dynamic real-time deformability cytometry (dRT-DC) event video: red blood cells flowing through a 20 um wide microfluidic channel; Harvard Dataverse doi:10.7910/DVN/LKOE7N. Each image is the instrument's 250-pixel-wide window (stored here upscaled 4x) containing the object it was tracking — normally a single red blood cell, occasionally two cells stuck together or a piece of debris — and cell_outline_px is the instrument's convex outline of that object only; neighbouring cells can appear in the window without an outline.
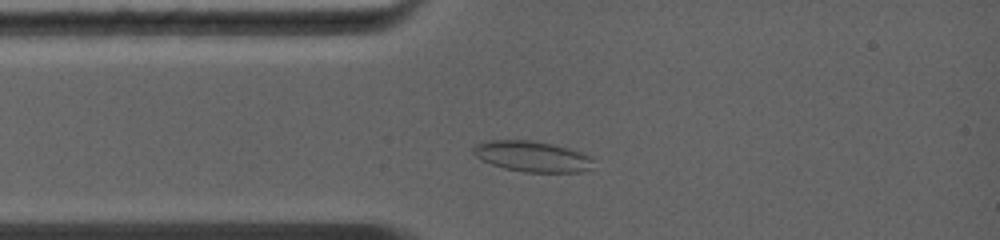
{"species": "common noctule bat (a hibernating species)", "species_latin": "Nyctalus noctula", "temperature_condition": "warm", "stored_images_in_passage": 6, "camera_frame_rate_fps": 5000, "um_per_image_px": 0.085, "animal": {"sex": "female", "body_mass_g": 19.0, "forearm_length_mm": 56.7}, "frame": {"image": 1, "passage_image": 3, "time_ms": 1.4, "image_size_px": [1000, 240], "cell_outline_px": [[592, 168], [580, 172], [524, 172], [504, 168], [480, 160], [472, 152], [472, 148], [476, 144], [488, 140], [532, 140], [552, 144], [568, 148], [580, 152], [588, 156], [592, 160]], "centroid_in_image_um": [45.19, 13.29], "position_along_channel_um": 39.8, "area_um2": 21.44}}
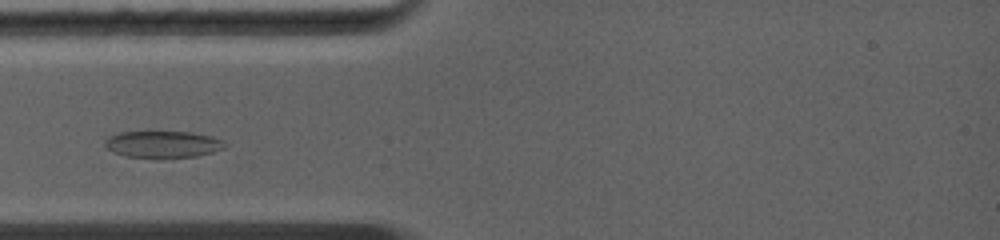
{"frame": {"image": 2, "passage_image": 4, "time_ms": 2.2, "image_size_px": [1000, 240], "cell_outline_px": [[224, 148], [212, 152], [196, 156], [160, 160], [124, 156], [112, 152], [104, 144], [104, 140], [108, 136], [116, 132], [148, 128], [192, 132], [212, 136], [224, 140]], "centroid_in_image_um": [13.75, 12.23], "position_along_channel_um": 71.2, "area_um2": 20.46}}
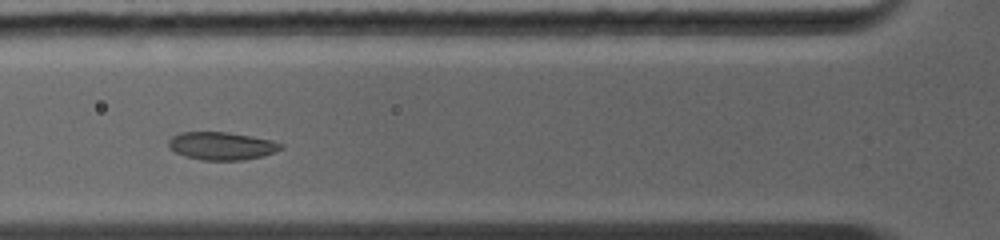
{"frame": {"image": 3, "passage_image": 5, "time_ms": 3.0, "image_size_px": [1000, 240], "cell_outline_px": [[284, 148], [264, 156], [244, 160], [204, 160], [184, 156], [168, 148], [168, 140], [172, 136], [180, 132], [228, 132], [252, 136], [272, 140], [284, 144]], "centroid_in_image_um": [18.86, 12.4], "position_along_channel_um": 106.9, "area_um2": 18.44}}